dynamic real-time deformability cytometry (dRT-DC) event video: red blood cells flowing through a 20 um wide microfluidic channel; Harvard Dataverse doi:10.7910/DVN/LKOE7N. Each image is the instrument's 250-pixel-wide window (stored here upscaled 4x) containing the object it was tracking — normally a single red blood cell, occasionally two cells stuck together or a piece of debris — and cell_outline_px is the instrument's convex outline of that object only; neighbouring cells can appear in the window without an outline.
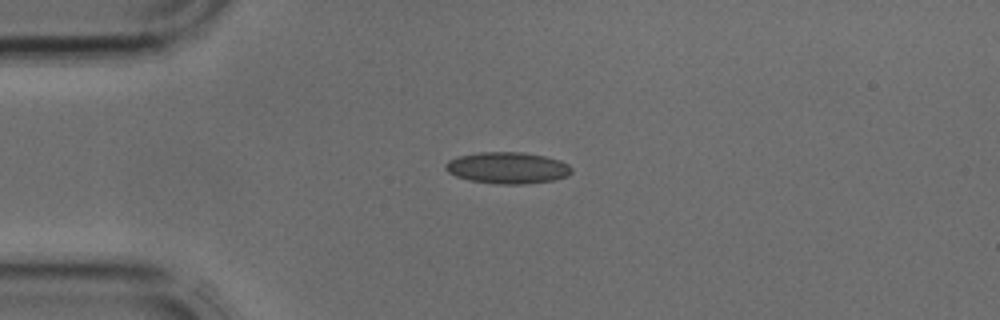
{"species": "common noctule bat (a hibernating species)", "species_latin": "Nyctalus noctula", "temperature_condition": "cold", "stored_images_in_passage": 2, "camera_frame_rate_fps": 3000, "um_per_image_px": 0.085, "animal": {"sex": "male", "body_mass_g": 17.9, "forearm_length_mm": 54.2}, "frame": {"image": 1, "passage_image": 2, "time_ms": 0.333, "image_size_px": [1000, 320], "cell_outline_px": [[572, 172], [568, 176], [552, 180], [524, 184], [496, 184], [468, 180], [456, 176], [448, 172], [444, 168], [444, 164], [448, 160], [460, 156], [480, 152], [524, 152], [544, 156], [560, 160], [568, 164], [572, 168]], "centroid_in_image_um": [43.13, 14.27], "position_along_channel_um": 41.9, "area_um2": 23.24}}